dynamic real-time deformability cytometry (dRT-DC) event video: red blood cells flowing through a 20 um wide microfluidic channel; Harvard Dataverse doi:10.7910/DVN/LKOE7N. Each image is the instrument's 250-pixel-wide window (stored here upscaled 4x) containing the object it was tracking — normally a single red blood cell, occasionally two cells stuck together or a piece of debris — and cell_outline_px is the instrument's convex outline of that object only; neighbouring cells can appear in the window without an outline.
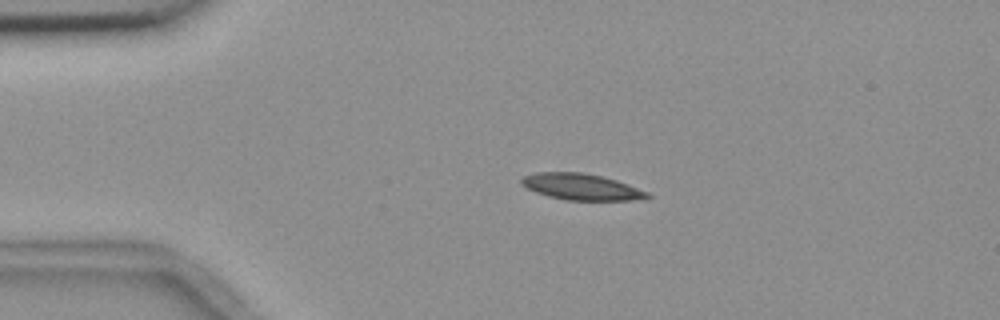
{"species": "common noctule bat (a hibernating species)", "species_latin": "Nyctalus noctula", "temperature_condition": "room temperature", "stored_images_in_passage": 46, "camera_frame_rate_fps": 3000, "um_per_image_px": 0.085, "animal": {"sex": "female", "body_mass_g": 18.4}, "frame": {"image": 1, "passage_image": 2, "time_ms": 0.333, "image_size_px": [1000, 320], "cell_outline_px": [[652, 196], [644, 200], [568, 200], [548, 196], [536, 192], [520, 184], [520, 180], [524, 176], [536, 172], [584, 172], [616, 180], [648, 192]], "centroid_in_image_um": [49.43, 15.88], "position_along_channel_um": 35.6, "area_um2": 19.25}}
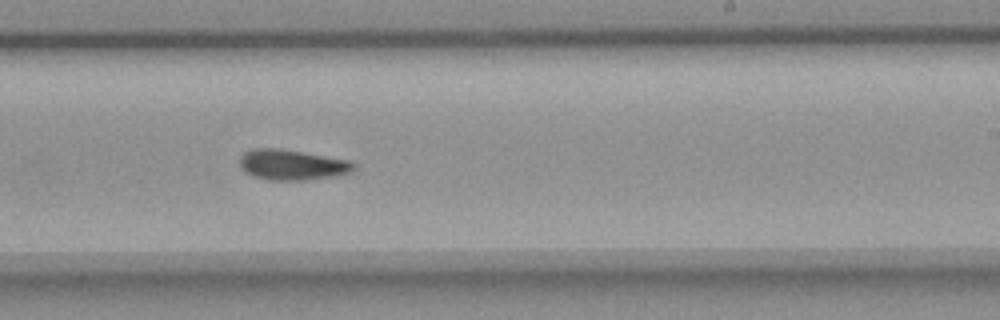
{"frame": {"image": 2, "passage_image": 24, "time_ms": 7.667, "image_size_px": [1000, 320], "cell_outline_px": [[352, 172], [336, 176], [304, 180], [268, 180], [252, 176], [244, 172], [240, 168], [240, 156], [244, 152], [256, 148], [276, 148], [348, 160], [352, 164]], "centroid_in_image_um": [24.74, 14.02], "position_along_channel_um": 264.3, "area_um2": 20.0}}
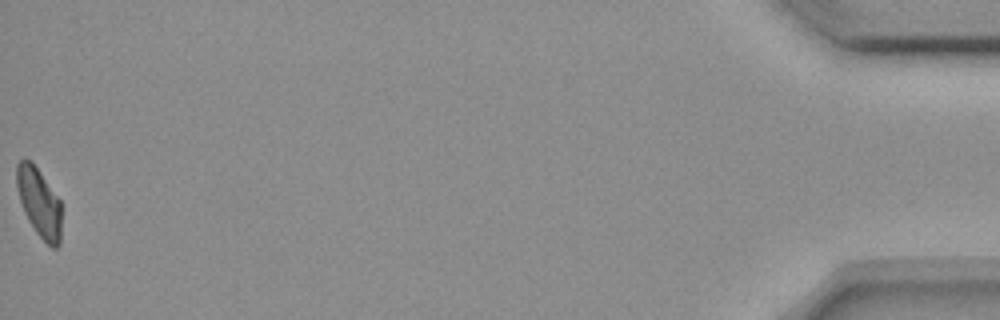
{"frame": {"image": 3, "passage_image": 46, "time_ms": 15.0, "image_size_px": [1000, 320], "cell_outline_px": [[60, 244], [56, 248], [52, 248], [36, 232], [28, 220], [24, 212], [20, 200], [16, 184], [16, 164], [24, 156], [32, 160], [60, 200]], "centroid_in_image_um": [3.3, 17.15], "position_along_channel_um": 431.9, "area_um2": 18.03}, "authors_computed_cell_mechanics": {"area_um2": 19.3341, "velocity_mm_per_s": 3.6417, "shape_relaxation_time_tau1_ms": null, "shape_relaxation_time_tau2_ms": 3.34, "deformation_change_tau1": null, "deformation_change_tau2": 0.0803}}